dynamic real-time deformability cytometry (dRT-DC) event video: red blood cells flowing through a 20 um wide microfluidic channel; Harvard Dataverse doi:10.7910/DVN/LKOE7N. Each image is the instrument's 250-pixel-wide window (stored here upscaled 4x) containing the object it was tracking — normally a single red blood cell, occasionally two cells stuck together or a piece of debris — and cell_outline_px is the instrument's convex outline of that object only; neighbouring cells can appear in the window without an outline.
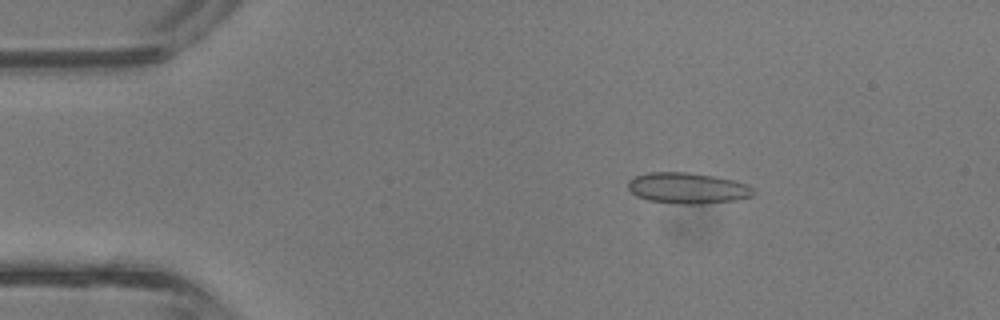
{"species": "common noctule bat (a hibernating species)", "species_latin": "Nyctalus noctula", "temperature_condition": "room temperature", "stored_images_in_passage": 42, "camera_frame_rate_fps": 3000, "um_per_image_px": 0.085, "animal": {"sex": "male", "body_mass_g": 13.3}, "frame": {"image": 1, "passage_image": 7, "time_ms": 2.0, "image_size_px": [1000, 320], "cell_outline_px": [[756, 192], [752, 196], [736, 200], [700, 204], [680, 204], [648, 200], [636, 196], [628, 188], [628, 180], [636, 176], [648, 172], [688, 172], [716, 176], [736, 180], [752, 188]], "centroid_in_image_um": [58.45, 15.98], "position_along_channel_um": 26.6, "area_um2": 22.72}}
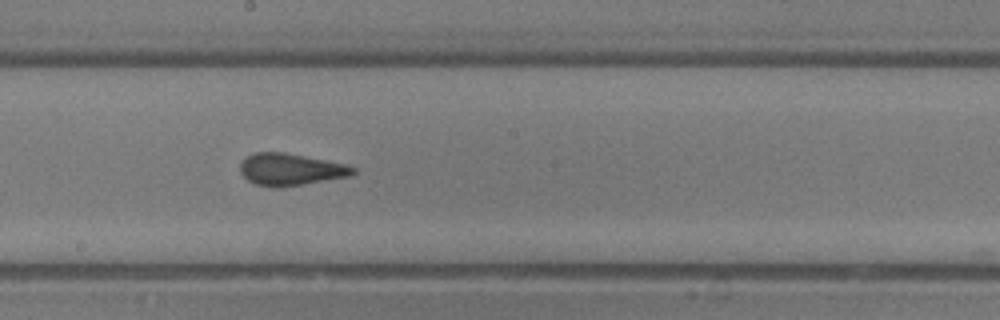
{"frame": {"image": 2, "passage_image": 23, "time_ms": 7.333, "image_size_px": [1000, 320], "cell_outline_px": [[356, 172], [348, 176], [280, 188], [276, 188], [256, 184], [248, 180], [240, 172], [240, 164], [248, 156], [256, 152], [284, 152], [348, 164], [356, 168]], "centroid_in_image_um": [24.71, 14.4], "position_along_channel_um": 223.5, "area_um2": 20.92}}
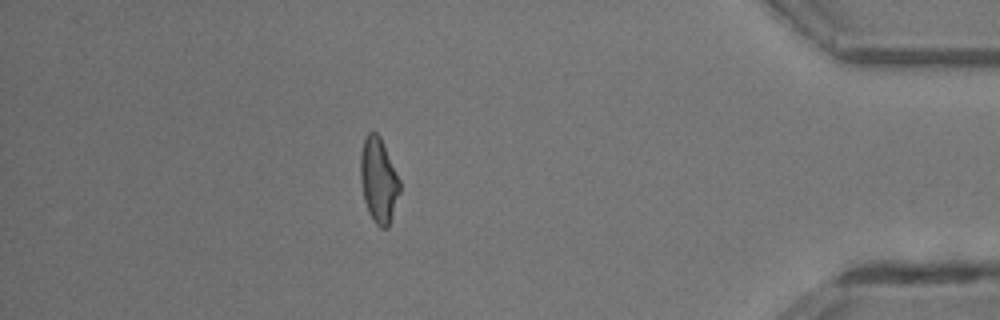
{"frame": {"image": 3, "passage_image": 37, "time_ms": 12.0, "image_size_px": [1000, 320], "cell_outline_px": [[400, 192], [388, 228], [380, 228], [376, 224], [368, 212], [364, 200], [360, 180], [360, 156], [364, 140], [368, 132], [376, 132], [380, 136], [400, 180]], "centroid_in_image_um": [32.17, 15.33], "position_along_channel_um": 403.0, "area_um2": 19.42}, "authors_computed_cell_mechanics": {"area_um2": 20.4323, "velocity_mm_per_s": 4.8351, "shape_relaxation_time_tau1_ms": 0.6741, "shape_relaxation_time_tau2_ms": 1.3763, "deformation_change_tau1": null, "deformation_change_tau2": 0.0898}}